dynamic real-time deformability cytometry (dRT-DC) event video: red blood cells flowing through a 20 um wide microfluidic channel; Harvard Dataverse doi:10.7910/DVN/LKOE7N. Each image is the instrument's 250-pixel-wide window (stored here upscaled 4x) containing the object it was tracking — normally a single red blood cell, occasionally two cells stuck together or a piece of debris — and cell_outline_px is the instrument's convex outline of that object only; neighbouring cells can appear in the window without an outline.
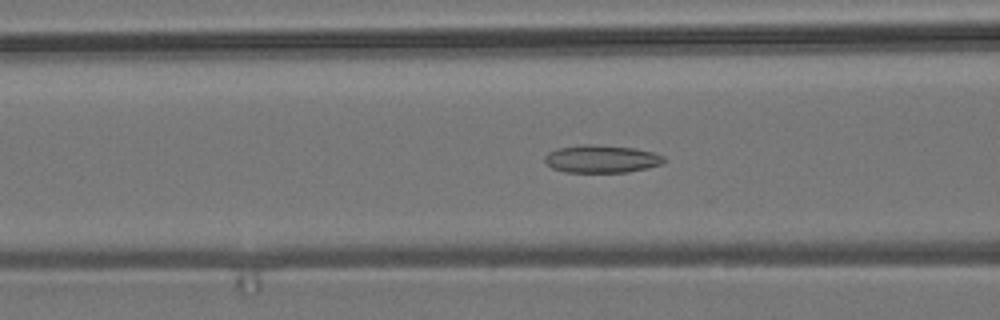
{"species": "common noctule bat (a hibernating species)", "species_latin": "Nyctalus noctula", "temperature_condition": "room temperature", "stored_images_in_passage": 33, "camera_frame_rate_fps": 3000, "um_per_image_px": 0.085, "animal": {"sex": "male", "body_mass_g": 19.2, "forearm_length_mm": 51.8}, "frame": {"image": 1, "passage_image": 22, "time_ms": 7.0, "image_size_px": [1000, 320], "cell_outline_px": [[664, 164], [648, 168], [628, 172], [564, 172], [552, 168], [544, 160], [544, 156], [548, 152], [556, 148], [584, 144], [588, 144], [636, 148], [652, 152], [664, 156]], "centroid_in_image_um": [51.13, 13.51], "position_along_channel_um": 115.5, "area_um2": 19.36}}
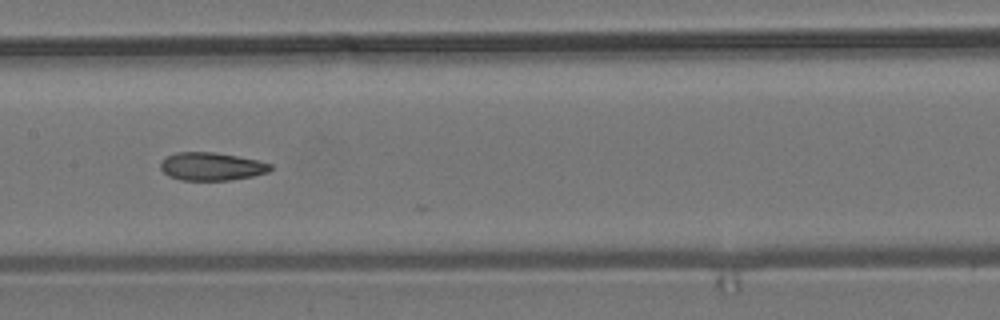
{"frame": {"image": 2, "passage_image": 28, "time_ms": 9.0, "image_size_px": [1000, 320], "cell_outline_px": [[272, 168], [268, 172], [252, 176], [228, 180], [180, 180], [168, 176], [160, 168], [160, 160], [176, 152], [216, 152], [256, 160], [272, 164]], "centroid_in_image_um": [17.94, 14.15], "position_along_channel_um": 189.5, "area_um2": 17.92}}
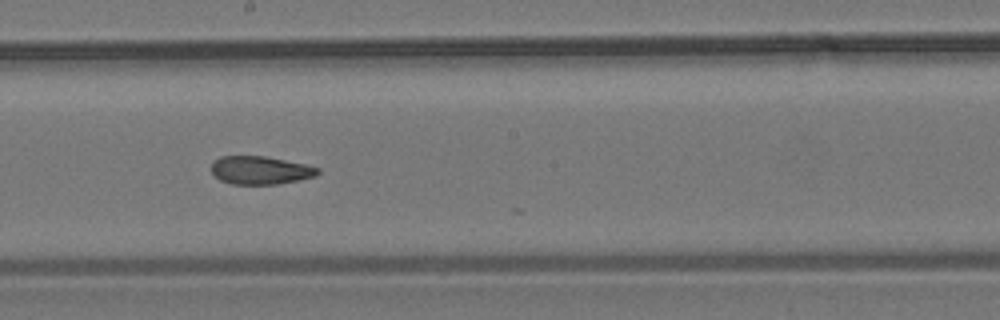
{"frame": {"image": 3, "passage_image": 31, "time_ms": 10.0, "image_size_px": [1000, 320], "cell_outline_px": [[320, 172], [316, 176], [276, 184], [232, 184], [220, 180], [212, 172], [212, 160], [220, 156], [264, 156], [304, 164], [320, 168]], "centroid_in_image_um": [22.1, 14.46], "position_along_channel_um": 226.1, "area_um2": 17.34}}